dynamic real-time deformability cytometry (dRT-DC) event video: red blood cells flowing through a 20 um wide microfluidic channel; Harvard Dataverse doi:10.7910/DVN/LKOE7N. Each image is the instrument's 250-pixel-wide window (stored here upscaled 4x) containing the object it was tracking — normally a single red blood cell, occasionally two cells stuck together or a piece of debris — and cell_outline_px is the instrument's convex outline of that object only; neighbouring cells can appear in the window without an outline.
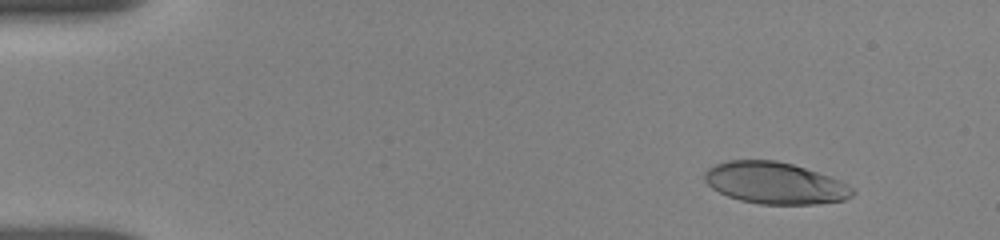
{"species": "human", "species_latin": "Homo sapiens", "temperature_condition": "room temperature", "stored_images_in_passage": 21, "camera_frame_rate_fps": 3000, "um_per_image_px": 0.085, "donor": {"sex": "female"}, "frame": {"image": 1, "passage_image": 5, "time_ms": 1.667, "image_size_px": [1000, 240], "cell_outline_px": [[856, 192], [852, 196], [844, 200], [816, 204], [760, 204], [740, 200], [728, 196], [712, 188], [704, 180], [704, 172], [708, 168], [716, 164], [728, 160], [776, 160], [792, 164], [840, 180], [856, 188]], "centroid_in_image_um": [65.89, 15.56], "position_along_channel_um": 19.1, "area_um2": 35.95}}
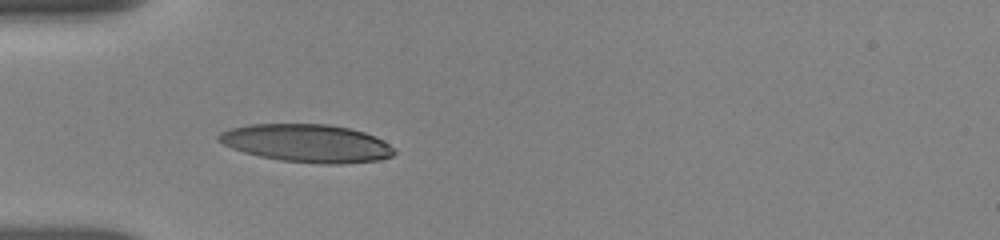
{"frame": {"image": 2, "passage_image": 20, "time_ms": 5.333, "image_size_px": [1000, 240], "cell_outline_px": [[396, 152], [392, 156], [380, 160], [344, 164], [324, 164], [280, 160], [260, 156], [244, 152], [232, 148], [216, 140], [216, 136], [220, 132], [232, 128], [248, 124], [328, 124], [348, 128], [364, 132], [388, 144]], "centroid_in_image_um": [26.06, 12.18], "position_along_channel_um": 58.9, "area_um2": 38.67}}